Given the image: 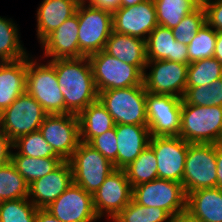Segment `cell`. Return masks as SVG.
Here are the masks:
<instances>
[{
	"instance_id": "cell-1",
	"label": "cell",
	"mask_w": 222,
	"mask_h": 222,
	"mask_svg": "<svg viewBox=\"0 0 222 222\" xmlns=\"http://www.w3.org/2000/svg\"><path fill=\"white\" fill-rule=\"evenodd\" d=\"M54 67L59 88L65 101V114H79L98 100L88 56L48 60Z\"/></svg>"
},
{
	"instance_id": "cell-2",
	"label": "cell",
	"mask_w": 222,
	"mask_h": 222,
	"mask_svg": "<svg viewBox=\"0 0 222 222\" xmlns=\"http://www.w3.org/2000/svg\"><path fill=\"white\" fill-rule=\"evenodd\" d=\"M179 137L188 143H219L222 138V106L189 105L182 99Z\"/></svg>"
},
{
	"instance_id": "cell-3",
	"label": "cell",
	"mask_w": 222,
	"mask_h": 222,
	"mask_svg": "<svg viewBox=\"0 0 222 222\" xmlns=\"http://www.w3.org/2000/svg\"><path fill=\"white\" fill-rule=\"evenodd\" d=\"M26 92L48 114H65V101L59 88L55 67L48 60L41 63V58L39 60L31 54L28 55Z\"/></svg>"
},
{
	"instance_id": "cell-4",
	"label": "cell",
	"mask_w": 222,
	"mask_h": 222,
	"mask_svg": "<svg viewBox=\"0 0 222 222\" xmlns=\"http://www.w3.org/2000/svg\"><path fill=\"white\" fill-rule=\"evenodd\" d=\"M146 93L142 84L98 92V100L115 124L147 125Z\"/></svg>"
},
{
	"instance_id": "cell-5",
	"label": "cell",
	"mask_w": 222,
	"mask_h": 222,
	"mask_svg": "<svg viewBox=\"0 0 222 222\" xmlns=\"http://www.w3.org/2000/svg\"><path fill=\"white\" fill-rule=\"evenodd\" d=\"M76 13L79 22V50L85 56L104 50L106 42L113 32L112 12L91 7L82 0Z\"/></svg>"
},
{
	"instance_id": "cell-6",
	"label": "cell",
	"mask_w": 222,
	"mask_h": 222,
	"mask_svg": "<svg viewBox=\"0 0 222 222\" xmlns=\"http://www.w3.org/2000/svg\"><path fill=\"white\" fill-rule=\"evenodd\" d=\"M98 92L143 84V73L134 65L110 56L104 50L88 56Z\"/></svg>"
},
{
	"instance_id": "cell-7",
	"label": "cell",
	"mask_w": 222,
	"mask_h": 222,
	"mask_svg": "<svg viewBox=\"0 0 222 222\" xmlns=\"http://www.w3.org/2000/svg\"><path fill=\"white\" fill-rule=\"evenodd\" d=\"M73 173V183L94 194L105 178L115 171L114 164L89 144L80 142L68 160Z\"/></svg>"
},
{
	"instance_id": "cell-8",
	"label": "cell",
	"mask_w": 222,
	"mask_h": 222,
	"mask_svg": "<svg viewBox=\"0 0 222 222\" xmlns=\"http://www.w3.org/2000/svg\"><path fill=\"white\" fill-rule=\"evenodd\" d=\"M182 185L186 195L217 187L216 144L189 143Z\"/></svg>"
},
{
	"instance_id": "cell-9",
	"label": "cell",
	"mask_w": 222,
	"mask_h": 222,
	"mask_svg": "<svg viewBox=\"0 0 222 222\" xmlns=\"http://www.w3.org/2000/svg\"><path fill=\"white\" fill-rule=\"evenodd\" d=\"M47 115L42 106L25 92L0 113V128L14 142L23 135L39 131Z\"/></svg>"
},
{
	"instance_id": "cell-10",
	"label": "cell",
	"mask_w": 222,
	"mask_h": 222,
	"mask_svg": "<svg viewBox=\"0 0 222 222\" xmlns=\"http://www.w3.org/2000/svg\"><path fill=\"white\" fill-rule=\"evenodd\" d=\"M132 199L147 207L162 208L173 216L186 209L187 195L182 183L157 178L133 187Z\"/></svg>"
},
{
	"instance_id": "cell-11",
	"label": "cell",
	"mask_w": 222,
	"mask_h": 222,
	"mask_svg": "<svg viewBox=\"0 0 222 222\" xmlns=\"http://www.w3.org/2000/svg\"><path fill=\"white\" fill-rule=\"evenodd\" d=\"M188 67L189 65L168 60L147 61L143 73L145 90L153 94L183 98L186 91Z\"/></svg>"
},
{
	"instance_id": "cell-12",
	"label": "cell",
	"mask_w": 222,
	"mask_h": 222,
	"mask_svg": "<svg viewBox=\"0 0 222 222\" xmlns=\"http://www.w3.org/2000/svg\"><path fill=\"white\" fill-rule=\"evenodd\" d=\"M133 188L124 170L115 169L92 195L99 219L112 221L132 200Z\"/></svg>"
},
{
	"instance_id": "cell-13",
	"label": "cell",
	"mask_w": 222,
	"mask_h": 222,
	"mask_svg": "<svg viewBox=\"0 0 222 222\" xmlns=\"http://www.w3.org/2000/svg\"><path fill=\"white\" fill-rule=\"evenodd\" d=\"M182 98L146 93L147 126L152 136H179Z\"/></svg>"
},
{
	"instance_id": "cell-14",
	"label": "cell",
	"mask_w": 222,
	"mask_h": 222,
	"mask_svg": "<svg viewBox=\"0 0 222 222\" xmlns=\"http://www.w3.org/2000/svg\"><path fill=\"white\" fill-rule=\"evenodd\" d=\"M39 131L64 161H68L80 141L79 119L77 114H48Z\"/></svg>"
},
{
	"instance_id": "cell-15",
	"label": "cell",
	"mask_w": 222,
	"mask_h": 222,
	"mask_svg": "<svg viewBox=\"0 0 222 222\" xmlns=\"http://www.w3.org/2000/svg\"><path fill=\"white\" fill-rule=\"evenodd\" d=\"M189 143L179 136H152L149 146L157 158L158 178L182 183Z\"/></svg>"
},
{
	"instance_id": "cell-16",
	"label": "cell",
	"mask_w": 222,
	"mask_h": 222,
	"mask_svg": "<svg viewBox=\"0 0 222 222\" xmlns=\"http://www.w3.org/2000/svg\"><path fill=\"white\" fill-rule=\"evenodd\" d=\"M45 210L61 222H96L100 220L93 207L92 194L75 183L71 184Z\"/></svg>"
},
{
	"instance_id": "cell-17",
	"label": "cell",
	"mask_w": 222,
	"mask_h": 222,
	"mask_svg": "<svg viewBox=\"0 0 222 222\" xmlns=\"http://www.w3.org/2000/svg\"><path fill=\"white\" fill-rule=\"evenodd\" d=\"M112 15L114 32L144 40L158 25L153 0H145L130 7H119Z\"/></svg>"
},
{
	"instance_id": "cell-18",
	"label": "cell",
	"mask_w": 222,
	"mask_h": 222,
	"mask_svg": "<svg viewBox=\"0 0 222 222\" xmlns=\"http://www.w3.org/2000/svg\"><path fill=\"white\" fill-rule=\"evenodd\" d=\"M78 30V15L75 13L39 43L44 50L43 57L41 55L40 57L43 60L84 57L85 55L79 50Z\"/></svg>"
},
{
	"instance_id": "cell-19",
	"label": "cell",
	"mask_w": 222,
	"mask_h": 222,
	"mask_svg": "<svg viewBox=\"0 0 222 222\" xmlns=\"http://www.w3.org/2000/svg\"><path fill=\"white\" fill-rule=\"evenodd\" d=\"M73 184V173L69 161L57 169L29 184L28 199L38 209H45Z\"/></svg>"
},
{
	"instance_id": "cell-20",
	"label": "cell",
	"mask_w": 222,
	"mask_h": 222,
	"mask_svg": "<svg viewBox=\"0 0 222 222\" xmlns=\"http://www.w3.org/2000/svg\"><path fill=\"white\" fill-rule=\"evenodd\" d=\"M148 61L168 60L189 65L187 45L175 40L172 29L157 25L146 39Z\"/></svg>"
},
{
	"instance_id": "cell-21",
	"label": "cell",
	"mask_w": 222,
	"mask_h": 222,
	"mask_svg": "<svg viewBox=\"0 0 222 222\" xmlns=\"http://www.w3.org/2000/svg\"><path fill=\"white\" fill-rule=\"evenodd\" d=\"M117 169L123 170L131 164L149 145L151 138L147 125L116 124Z\"/></svg>"
},
{
	"instance_id": "cell-22",
	"label": "cell",
	"mask_w": 222,
	"mask_h": 222,
	"mask_svg": "<svg viewBox=\"0 0 222 222\" xmlns=\"http://www.w3.org/2000/svg\"><path fill=\"white\" fill-rule=\"evenodd\" d=\"M82 0H43L36 11V36L41 42L76 13Z\"/></svg>"
},
{
	"instance_id": "cell-23",
	"label": "cell",
	"mask_w": 222,
	"mask_h": 222,
	"mask_svg": "<svg viewBox=\"0 0 222 222\" xmlns=\"http://www.w3.org/2000/svg\"><path fill=\"white\" fill-rule=\"evenodd\" d=\"M28 56L0 62V113L26 92Z\"/></svg>"
},
{
	"instance_id": "cell-24",
	"label": "cell",
	"mask_w": 222,
	"mask_h": 222,
	"mask_svg": "<svg viewBox=\"0 0 222 222\" xmlns=\"http://www.w3.org/2000/svg\"><path fill=\"white\" fill-rule=\"evenodd\" d=\"M104 51L122 62L136 66L142 73L147 65L146 40L112 32Z\"/></svg>"
},
{
	"instance_id": "cell-25",
	"label": "cell",
	"mask_w": 222,
	"mask_h": 222,
	"mask_svg": "<svg viewBox=\"0 0 222 222\" xmlns=\"http://www.w3.org/2000/svg\"><path fill=\"white\" fill-rule=\"evenodd\" d=\"M186 210L202 222H222V189L202 188L188 193Z\"/></svg>"
},
{
	"instance_id": "cell-26",
	"label": "cell",
	"mask_w": 222,
	"mask_h": 222,
	"mask_svg": "<svg viewBox=\"0 0 222 222\" xmlns=\"http://www.w3.org/2000/svg\"><path fill=\"white\" fill-rule=\"evenodd\" d=\"M80 141L88 143L93 137L115 127L113 117L99 100L89 104L78 114Z\"/></svg>"
},
{
	"instance_id": "cell-27",
	"label": "cell",
	"mask_w": 222,
	"mask_h": 222,
	"mask_svg": "<svg viewBox=\"0 0 222 222\" xmlns=\"http://www.w3.org/2000/svg\"><path fill=\"white\" fill-rule=\"evenodd\" d=\"M63 162L61 157L32 158L17 151H12L11 156V163L28 184L53 172Z\"/></svg>"
},
{
	"instance_id": "cell-28",
	"label": "cell",
	"mask_w": 222,
	"mask_h": 222,
	"mask_svg": "<svg viewBox=\"0 0 222 222\" xmlns=\"http://www.w3.org/2000/svg\"><path fill=\"white\" fill-rule=\"evenodd\" d=\"M17 26L11 18L0 16V62L17 61L29 55Z\"/></svg>"
},
{
	"instance_id": "cell-29",
	"label": "cell",
	"mask_w": 222,
	"mask_h": 222,
	"mask_svg": "<svg viewBox=\"0 0 222 222\" xmlns=\"http://www.w3.org/2000/svg\"><path fill=\"white\" fill-rule=\"evenodd\" d=\"M123 170L132 188L157 179L158 167L154 150L148 145L140 155Z\"/></svg>"
},
{
	"instance_id": "cell-30",
	"label": "cell",
	"mask_w": 222,
	"mask_h": 222,
	"mask_svg": "<svg viewBox=\"0 0 222 222\" xmlns=\"http://www.w3.org/2000/svg\"><path fill=\"white\" fill-rule=\"evenodd\" d=\"M156 8L157 23L173 29L187 14L198 6L192 0H153Z\"/></svg>"
},
{
	"instance_id": "cell-31",
	"label": "cell",
	"mask_w": 222,
	"mask_h": 222,
	"mask_svg": "<svg viewBox=\"0 0 222 222\" xmlns=\"http://www.w3.org/2000/svg\"><path fill=\"white\" fill-rule=\"evenodd\" d=\"M29 184L9 162L0 167V197L2 201L28 198Z\"/></svg>"
},
{
	"instance_id": "cell-32",
	"label": "cell",
	"mask_w": 222,
	"mask_h": 222,
	"mask_svg": "<svg viewBox=\"0 0 222 222\" xmlns=\"http://www.w3.org/2000/svg\"><path fill=\"white\" fill-rule=\"evenodd\" d=\"M222 77V65L214 57L189 64L186 87L210 85Z\"/></svg>"
},
{
	"instance_id": "cell-33",
	"label": "cell",
	"mask_w": 222,
	"mask_h": 222,
	"mask_svg": "<svg viewBox=\"0 0 222 222\" xmlns=\"http://www.w3.org/2000/svg\"><path fill=\"white\" fill-rule=\"evenodd\" d=\"M171 215L162 208L147 207L131 202L112 220V222H170Z\"/></svg>"
},
{
	"instance_id": "cell-34",
	"label": "cell",
	"mask_w": 222,
	"mask_h": 222,
	"mask_svg": "<svg viewBox=\"0 0 222 222\" xmlns=\"http://www.w3.org/2000/svg\"><path fill=\"white\" fill-rule=\"evenodd\" d=\"M195 106H222V77L207 86L186 87L182 98Z\"/></svg>"
},
{
	"instance_id": "cell-35",
	"label": "cell",
	"mask_w": 222,
	"mask_h": 222,
	"mask_svg": "<svg viewBox=\"0 0 222 222\" xmlns=\"http://www.w3.org/2000/svg\"><path fill=\"white\" fill-rule=\"evenodd\" d=\"M13 149L17 150L20 155L32 158L60 157L53 151L40 131L19 137L13 142Z\"/></svg>"
},
{
	"instance_id": "cell-36",
	"label": "cell",
	"mask_w": 222,
	"mask_h": 222,
	"mask_svg": "<svg viewBox=\"0 0 222 222\" xmlns=\"http://www.w3.org/2000/svg\"><path fill=\"white\" fill-rule=\"evenodd\" d=\"M37 209L28 198L3 201L0 222H35Z\"/></svg>"
},
{
	"instance_id": "cell-37",
	"label": "cell",
	"mask_w": 222,
	"mask_h": 222,
	"mask_svg": "<svg viewBox=\"0 0 222 222\" xmlns=\"http://www.w3.org/2000/svg\"><path fill=\"white\" fill-rule=\"evenodd\" d=\"M217 32L207 23L197 32L188 47L189 64L214 56Z\"/></svg>"
},
{
	"instance_id": "cell-38",
	"label": "cell",
	"mask_w": 222,
	"mask_h": 222,
	"mask_svg": "<svg viewBox=\"0 0 222 222\" xmlns=\"http://www.w3.org/2000/svg\"><path fill=\"white\" fill-rule=\"evenodd\" d=\"M205 23V9L204 7H197L194 11L184 16L182 21L172 29L175 40L189 45Z\"/></svg>"
},
{
	"instance_id": "cell-39",
	"label": "cell",
	"mask_w": 222,
	"mask_h": 222,
	"mask_svg": "<svg viewBox=\"0 0 222 222\" xmlns=\"http://www.w3.org/2000/svg\"><path fill=\"white\" fill-rule=\"evenodd\" d=\"M87 144L99 151L106 159L114 164L117 169V136L115 127L107 132L93 137Z\"/></svg>"
},
{
	"instance_id": "cell-40",
	"label": "cell",
	"mask_w": 222,
	"mask_h": 222,
	"mask_svg": "<svg viewBox=\"0 0 222 222\" xmlns=\"http://www.w3.org/2000/svg\"><path fill=\"white\" fill-rule=\"evenodd\" d=\"M206 23L216 32H222V0H212L205 7Z\"/></svg>"
},
{
	"instance_id": "cell-41",
	"label": "cell",
	"mask_w": 222,
	"mask_h": 222,
	"mask_svg": "<svg viewBox=\"0 0 222 222\" xmlns=\"http://www.w3.org/2000/svg\"><path fill=\"white\" fill-rule=\"evenodd\" d=\"M13 142L0 128V167L11 162Z\"/></svg>"
},
{
	"instance_id": "cell-42",
	"label": "cell",
	"mask_w": 222,
	"mask_h": 222,
	"mask_svg": "<svg viewBox=\"0 0 222 222\" xmlns=\"http://www.w3.org/2000/svg\"><path fill=\"white\" fill-rule=\"evenodd\" d=\"M91 7L108 10L110 12L116 11L120 7V0H83Z\"/></svg>"
},
{
	"instance_id": "cell-43",
	"label": "cell",
	"mask_w": 222,
	"mask_h": 222,
	"mask_svg": "<svg viewBox=\"0 0 222 222\" xmlns=\"http://www.w3.org/2000/svg\"><path fill=\"white\" fill-rule=\"evenodd\" d=\"M170 222H202V221L185 209L184 211H181L171 216Z\"/></svg>"
},
{
	"instance_id": "cell-44",
	"label": "cell",
	"mask_w": 222,
	"mask_h": 222,
	"mask_svg": "<svg viewBox=\"0 0 222 222\" xmlns=\"http://www.w3.org/2000/svg\"><path fill=\"white\" fill-rule=\"evenodd\" d=\"M217 188L222 189V145L216 144Z\"/></svg>"
},
{
	"instance_id": "cell-45",
	"label": "cell",
	"mask_w": 222,
	"mask_h": 222,
	"mask_svg": "<svg viewBox=\"0 0 222 222\" xmlns=\"http://www.w3.org/2000/svg\"><path fill=\"white\" fill-rule=\"evenodd\" d=\"M35 222H61L45 209H37Z\"/></svg>"
},
{
	"instance_id": "cell-46",
	"label": "cell",
	"mask_w": 222,
	"mask_h": 222,
	"mask_svg": "<svg viewBox=\"0 0 222 222\" xmlns=\"http://www.w3.org/2000/svg\"><path fill=\"white\" fill-rule=\"evenodd\" d=\"M213 57L222 65V32H217L216 46Z\"/></svg>"
},
{
	"instance_id": "cell-47",
	"label": "cell",
	"mask_w": 222,
	"mask_h": 222,
	"mask_svg": "<svg viewBox=\"0 0 222 222\" xmlns=\"http://www.w3.org/2000/svg\"><path fill=\"white\" fill-rule=\"evenodd\" d=\"M145 0H120V7H130L137 5Z\"/></svg>"
},
{
	"instance_id": "cell-48",
	"label": "cell",
	"mask_w": 222,
	"mask_h": 222,
	"mask_svg": "<svg viewBox=\"0 0 222 222\" xmlns=\"http://www.w3.org/2000/svg\"><path fill=\"white\" fill-rule=\"evenodd\" d=\"M196 6L198 7H205L210 1L212 0H192Z\"/></svg>"
}]
</instances>
